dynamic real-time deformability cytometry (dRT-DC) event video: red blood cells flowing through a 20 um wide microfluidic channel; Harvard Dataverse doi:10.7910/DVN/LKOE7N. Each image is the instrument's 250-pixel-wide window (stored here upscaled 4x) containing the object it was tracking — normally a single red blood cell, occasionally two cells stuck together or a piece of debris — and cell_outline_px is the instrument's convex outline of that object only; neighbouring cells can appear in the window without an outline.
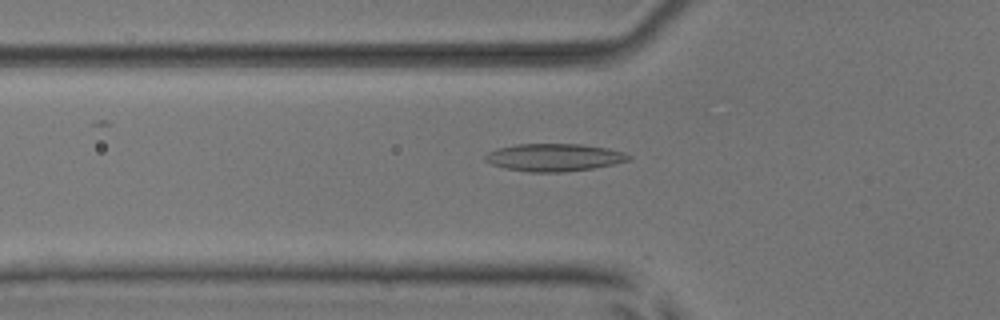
{"species": "common noctule bat (a hibernating species)", "species_latin": "Nyctalus noctula", "temperature_condition": "room temperature", "stored_images_in_passage": 38, "camera_frame_rate_fps": 3000, "um_per_image_px": 0.085, "animal": {"sex": "male", "body_mass_g": 17.9, "forearm_length_mm": 54.2}, "frame": {"image": 1, "passage_image": 4, "time_ms": 1.0, "image_size_px": [1000, 320], "cell_outline_px": [[632, 156], [628, 160], [612, 164], [592, 168], [564, 172], [528, 172], [508, 168], [492, 164], [484, 160], [484, 156], [488, 152], [496, 148], [516, 144], [580, 144], [608, 148], [624, 152]], "centroid_in_image_um": [47.08, 13.37], "position_along_channel_um": 78.7, "area_um2": 22.95}}
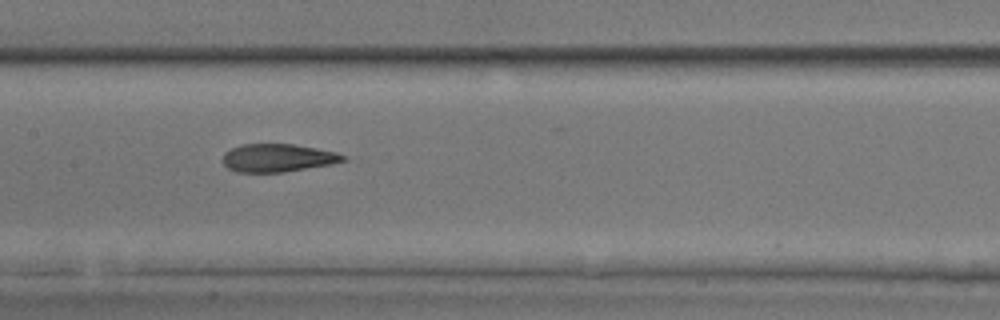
{"frame": {"image": 2, "passage_image": 12, "time_ms": 3.667, "image_size_px": [1000, 320], "cell_outline_px": [[348, 160], [332, 164], [284, 172], [236, 172], [228, 168], [224, 164], [224, 152], [240, 144], [292, 144], [316, 148], [336, 152], [344, 156]], "centroid_in_image_um": [23.61, 13.42], "position_along_channel_um": 183.8, "area_um2": 19.59}}
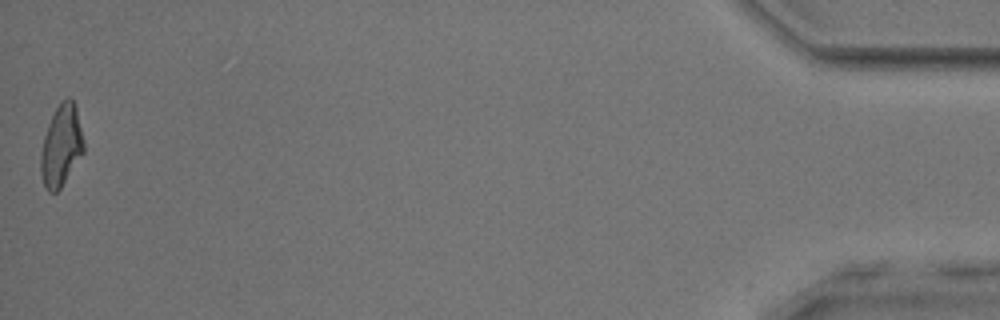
{"frame": {"image": 3, "passage_image": 38, "time_ms": 12.333, "image_size_px": [1000, 320], "cell_outline_px": [[84, 152], [60, 188], [56, 192], [48, 192], [44, 184], [40, 172], [40, 152], [44, 136], [48, 124], [56, 108], [68, 96], [72, 100], [76, 108], [84, 140]], "centroid_in_image_um": [5.2, 12.4], "position_along_channel_um": 430.0, "area_um2": 20.17}, "authors_computed_cell_mechanics": {"area_um2": 20.4323, "velocity_mm_per_s": 3.9309, "shape_relaxation_time_tau1_ms": 6.4091, "shape_relaxation_time_tau2_ms": 2.2872, "deformation_change_tau1": 0.1871, "deformation_change_tau2": 0.095}}